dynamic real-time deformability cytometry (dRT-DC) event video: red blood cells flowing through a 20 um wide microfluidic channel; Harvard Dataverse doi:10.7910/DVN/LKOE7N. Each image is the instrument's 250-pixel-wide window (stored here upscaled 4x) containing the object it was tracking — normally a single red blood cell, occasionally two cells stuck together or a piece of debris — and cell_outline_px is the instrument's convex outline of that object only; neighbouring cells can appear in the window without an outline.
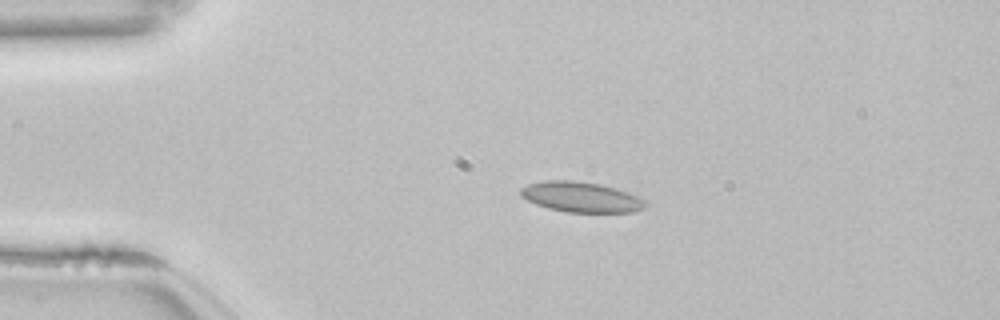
{"species": "common noctule bat (a hibernating species)", "species_latin": "Nyctalus noctula", "temperature_condition": "room temperature", "stored_images_in_passage": 43, "camera_frame_rate_fps": 3000, "um_per_image_px": 0.085, "animal": {"sex": "female", "body_mass_g": 22.7, "forearm_length_mm": 54.2}, "frame": {"image": 1, "passage_image": 1, "time_ms": 0.0, "image_size_px": [1000, 320], "cell_outline_px": [[648, 204], [644, 208], [632, 212], [568, 212], [548, 208], [536, 204], [520, 196], [520, 188], [528, 184], [544, 180], [572, 180], [600, 184], [616, 188], [640, 196]], "centroid_in_image_um": [49.4, 16.74], "position_along_channel_um": 35.6, "area_um2": 22.14}}
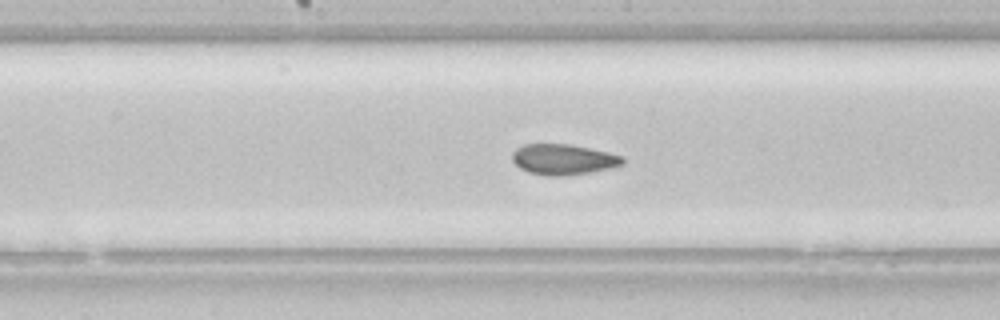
{"frame": {"image": 2, "passage_image": 17, "time_ms": 5.333, "image_size_px": [1000, 320], "cell_outline_px": [[624, 164], [608, 168], [588, 172], [564, 176], [548, 176], [528, 172], [520, 168], [512, 160], [512, 152], [516, 148], [524, 144], [568, 144], [608, 152], [624, 156]], "centroid_in_image_um": [47.86, 13.55], "position_along_channel_um": 200.3, "area_um2": 19.59}}
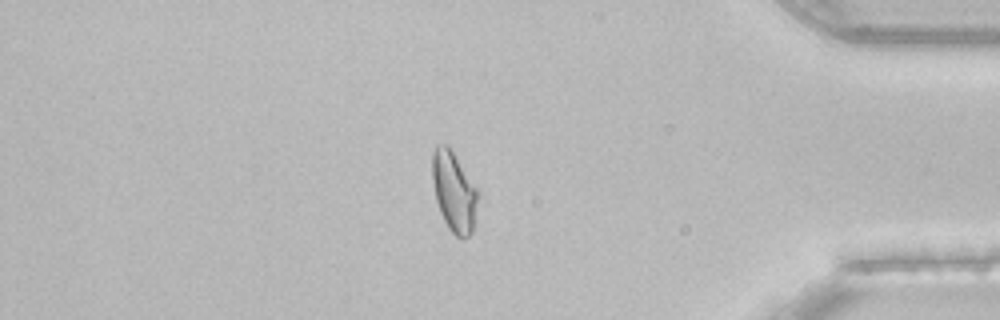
{"frame": {"image": 3, "passage_image": 35, "time_ms": 11.333, "image_size_px": [1000, 320], "cell_outline_px": [[476, 200], [472, 232], [464, 240], [460, 240], [448, 228], [440, 212], [436, 200], [432, 180], [432, 152], [436, 144], [448, 144], [452, 148], [476, 188]], "centroid_in_image_um": [38.54, 16.25], "position_along_channel_um": 396.7, "area_um2": 21.15}, "authors_computed_cell_mechanics": {"area_um2": 20.1144, "velocity_mm_per_s": 3.8299, "shape_relaxation_time_tau1_ms": null, "shape_relaxation_time_tau2_ms": 2.0189, "deformation_change_tau1": null, "deformation_change_tau2": 0.0594}}